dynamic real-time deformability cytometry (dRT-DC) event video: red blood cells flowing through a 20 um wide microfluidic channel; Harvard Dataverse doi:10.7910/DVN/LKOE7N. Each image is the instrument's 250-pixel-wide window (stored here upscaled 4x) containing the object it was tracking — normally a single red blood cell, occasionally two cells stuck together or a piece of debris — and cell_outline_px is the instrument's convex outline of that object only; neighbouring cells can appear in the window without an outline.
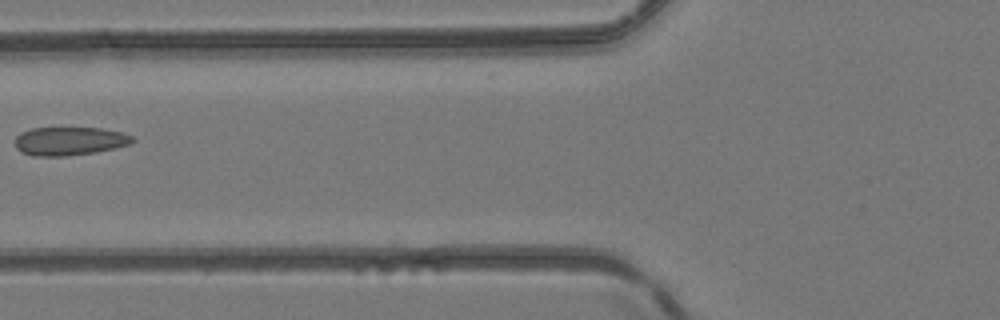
{"species": "common noctule bat (a hibernating species)", "species_latin": "Nyctalus noctula", "temperature_condition": "room temperature", "stored_images_in_passage": 5, "camera_frame_rate_fps": 3000, "um_per_image_px": 0.085, "animal": {"sex": "female", "body_mass_g": 24.6, "forearm_length_mm": 56.2}, "frame": {"image": 1, "passage_image": 5, "time_ms": 6.667, "image_size_px": [1000, 320], "cell_outline_px": [[136, 140], [128, 144], [116, 148], [96, 152], [64, 156], [32, 156], [20, 152], [16, 148], [16, 136], [20, 132], [32, 128], [100, 128], [120, 132], [132, 136]], "centroid_in_image_um": [5.88, 12.0], "position_along_channel_um": 119.9, "area_um2": 19.48}}